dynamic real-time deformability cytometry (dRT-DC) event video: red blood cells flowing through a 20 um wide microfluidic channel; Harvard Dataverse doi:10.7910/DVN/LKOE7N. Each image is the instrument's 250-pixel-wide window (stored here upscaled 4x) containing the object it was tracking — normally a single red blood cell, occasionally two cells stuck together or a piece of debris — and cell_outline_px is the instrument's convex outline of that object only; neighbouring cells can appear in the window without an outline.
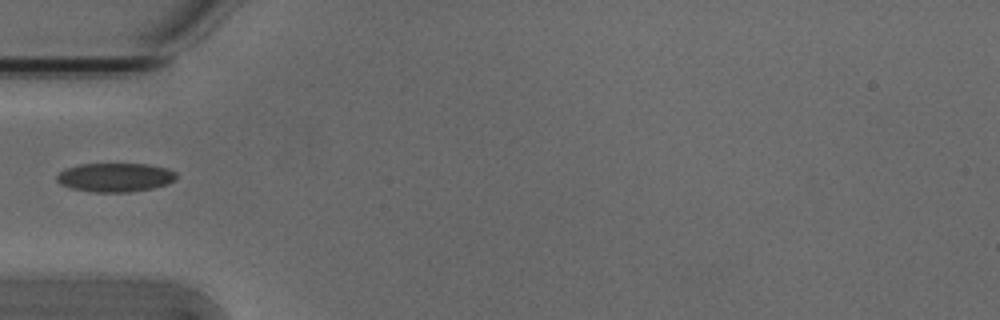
{"species": "Egyptian fruit bat (a non-hibernating species)", "species_latin": "Rousettus aegyptiacus", "temperature_condition": "cold", "stored_images_in_passage": 37, "camera_frame_rate_fps": 3000, "um_per_image_px": 0.085, "animal": {"sex": "male"}, "frame": {"image": 1, "passage_image": 1, "time_ms": 0.0, "image_size_px": [1000, 320], "cell_outline_px": [[176, 180], [168, 184], [152, 188], [128, 192], [96, 192], [72, 188], [60, 184], [56, 180], [56, 176], [64, 168], [80, 164], [148, 164], [168, 168], [176, 172]], "centroid_in_image_um": [9.8, 15.07], "position_along_channel_um": 75.2, "area_um2": 20.17}}
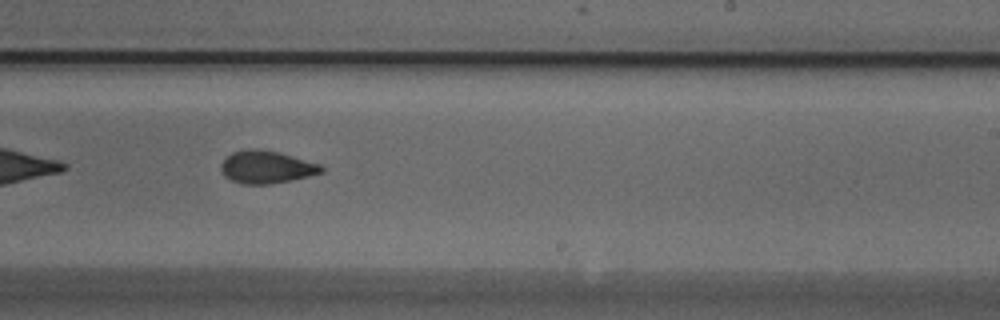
{"frame": {"image": 2, "passage_image": 16, "time_ms": 5.0, "image_size_px": [1000, 320], "cell_outline_px": [[324, 172], [288, 180], [268, 184], [244, 184], [232, 180], [224, 176], [220, 172], [220, 164], [232, 152], [252, 148], [256, 148], [280, 152], [320, 164], [324, 168]], "centroid_in_image_um": [22.62, 14.19], "position_along_channel_um": 266.4, "area_um2": 18.96}}
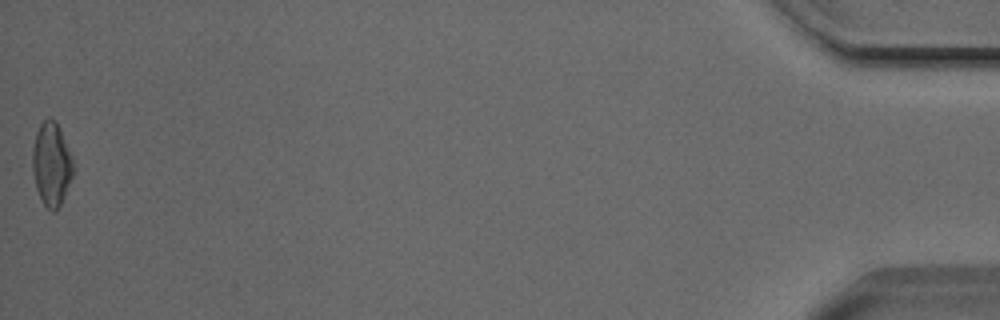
{"frame": {"image": 3, "passage_image": 37, "time_ms": 12.0, "image_size_px": [1000, 320], "cell_outline_px": [[72, 176], [60, 204], [52, 212], [44, 204], [36, 188], [32, 168], [32, 152], [36, 132], [40, 124], [48, 116], [56, 120], [60, 128], [72, 160]], "centroid_in_image_um": [4.34, 13.9], "position_along_channel_um": 430.9, "area_um2": 19.36}}